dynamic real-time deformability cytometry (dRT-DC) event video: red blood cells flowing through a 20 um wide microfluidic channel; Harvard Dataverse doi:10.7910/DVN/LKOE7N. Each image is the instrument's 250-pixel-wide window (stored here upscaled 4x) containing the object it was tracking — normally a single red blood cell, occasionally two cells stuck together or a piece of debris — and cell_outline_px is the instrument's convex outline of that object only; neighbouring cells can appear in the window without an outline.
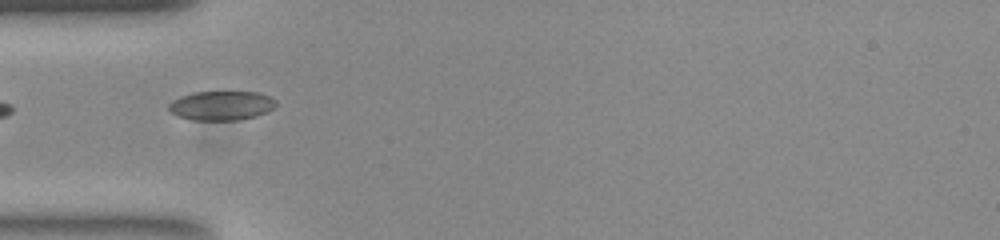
{"species": "common noctule bat (a hibernating species)", "species_latin": "Nyctalus noctula", "temperature_condition": "room temperature", "stored_images_in_passage": 38, "camera_frame_rate_fps": 3000, "um_per_image_px": 0.085, "animal": {"sex": "female", "body_mass_g": 23.0, "forearm_length_mm": 53.4}, "frame": {"image": 1, "passage_image": 1, "time_ms": 0.0, "image_size_px": [1000, 240], "cell_outline_px": [[276, 104], [268, 112], [256, 116], [240, 120], [192, 120], [180, 116], [172, 112], [168, 108], [168, 104], [172, 100], [180, 96], [192, 92], [256, 92], [272, 96], [276, 100]], "centroid_in_image_um": [18.84, 8.97], "position_along_channel_um": 66.2, "area_um2": 18.38}}
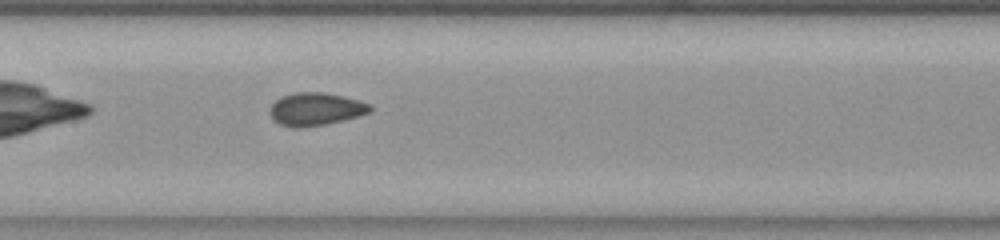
{"frame": {"image": 2, "passage_image": 10, "time_ms": 3.0, "image_size_px": [1000, 240], "cell_outline_px": [[372, 108], [368, 112], [344, 120], [324, 124], [296, 128], [292, 128], [280, 124], [272, 120], [268, 112], [272, 104], [280, 96], [296, 92], [324, 92], [344, 96], [372, 104]], "centroid_in_image_um": [26.78, 9.26], "position_along_channel_um": 180.6, "area_um2": 19.25}}
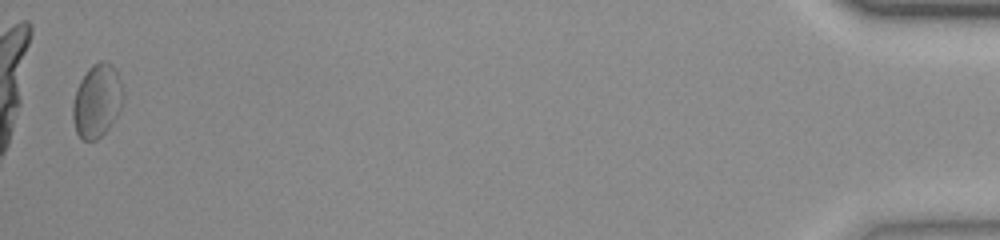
{"frame": {"image": 3, "passage_image": 37, "time_ms": 12.0, "image_size_px": [1000, 240], "cell_outline_px": [[124, 100], [120, 112], [108, 128], [96, 140], [84, 140], [76, 132], [72, 120], [72, 104], [76, 88], [80, 80], [88, 68], [92, 64], [100, 60], [104, 60], [112, 64], [116, 68], [124, 88]], "centroid_in_image_um": [8.27, 8.53], "position_along_channel_um": 426.9, "area_um2": 22.02}, "authors_computed_cell_mechanics": {"area_um2": 18.8428, "velocity_mm_per_s": 3.808, "shape_relaxation_time_tau1_ms": 6.8141, "shape_relaxation_time_tau2_ms": 1.8372, "deformation_change_tau1": 0.0943, "deformation_change_tau2": 0.0561}}